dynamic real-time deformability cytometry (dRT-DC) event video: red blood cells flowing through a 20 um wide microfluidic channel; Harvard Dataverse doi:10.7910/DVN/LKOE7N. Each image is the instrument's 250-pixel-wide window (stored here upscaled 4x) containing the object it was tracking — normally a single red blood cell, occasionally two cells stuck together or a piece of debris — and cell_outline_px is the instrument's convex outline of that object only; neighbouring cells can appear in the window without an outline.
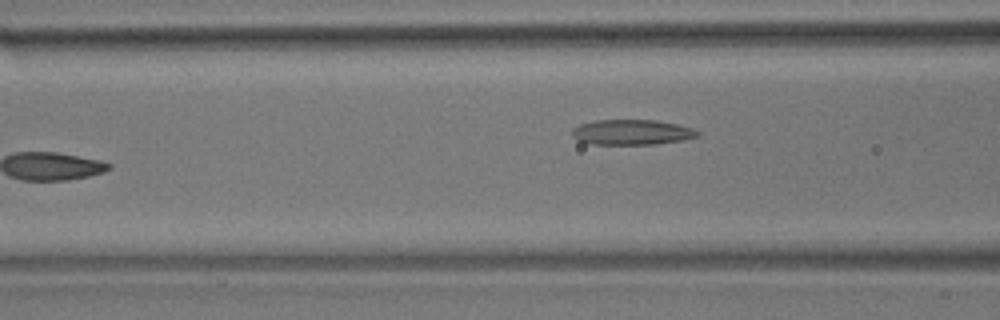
{"species": "common noctule bat (a hibernating species)", "species_latin": "Nyctalus noctula", "temperature_condition": "room temperature", "stored_images_in_passage": 6, "camera_frame_rate_fps": 3000, "um_per_image_px": 0.085, "animal": {"sex": "male", "body_mass_g": 17.9}, "frame": {"image": 1, "passage_image": 6, "time_ms": 6.0, "image_size_px": [1000, 320], "cell_outline_px": [[700, 136], [684, 140], [656, 144], [592, 144], [580, 140], [572, 136], [572, 128], [580, 124], [596, 120], [656, 120], [676, 124], [692, 128], [700, 132]], "centroid_in_image_um": [53.73, 11.24], "position_along_channel_um": 112.9, "area_um2": 18.44}}